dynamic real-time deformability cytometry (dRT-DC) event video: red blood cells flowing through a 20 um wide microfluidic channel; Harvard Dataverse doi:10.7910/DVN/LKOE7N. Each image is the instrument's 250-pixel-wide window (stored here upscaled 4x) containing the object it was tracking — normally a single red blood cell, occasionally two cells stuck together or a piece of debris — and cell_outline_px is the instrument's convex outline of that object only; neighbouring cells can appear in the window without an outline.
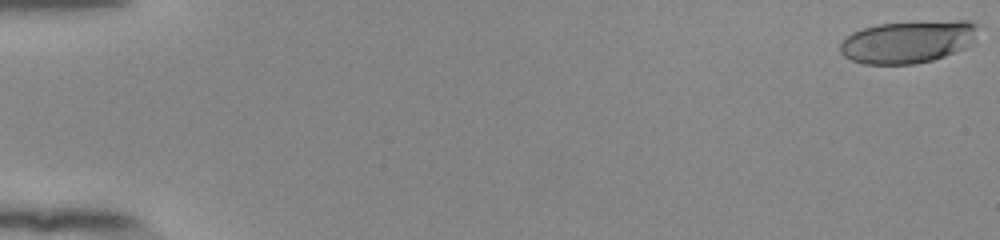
{"species": "human", "species_latin": "Homo sapiens", "temperature_condition": "room temperature", "stored_images_in_passage": 54, "camera_frame_rate_fps": 3000, "um_per_image_px": 0.085, "donor": {"sex": "female"}, "frame": {"image": 1, "passage_image": 1, "time_ms": 0.0, "image_size_px": [1000, 240], "cell_outline_px": [[980, 24], [972, 44], [964, 48], [944, 56], [932, 60], [916, 64], [864, 64], [852, 60], [844, 56], [840, 52], [840, 44], [852, 32], [876, 24], [916, 20], [968, 20]], "centroid_in_image_um": [77.22, 3.52], "position_along_channel_um": 7.8, "area_um2": 34.74}}
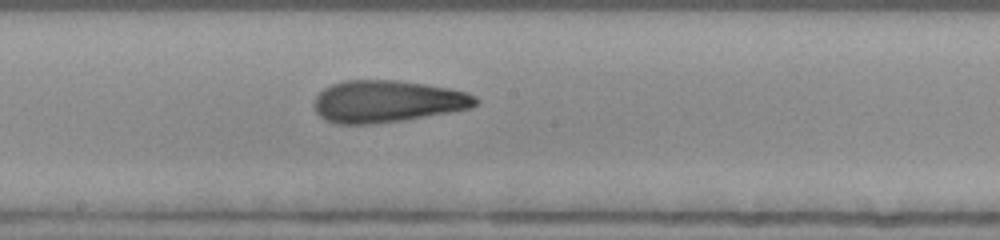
{"frame": {"image": 2, "passage_image": 31, "time_ms": 10.0, "image_size_px": [1000, 240], "cell_outline_px": [[480, 100], [472, 108], [404, 120], [376, 124], [336, 124], [324, 120], [316, 112], [316, 96], [324, 88], [332, 84], [344, 80], [396, 80], [452, 88], [468, 92], [476, 96]], "centroid_in_image_um": [32.95, 8.62], "position_along_channel_um": 215.3, "area_um2": 39.71}}
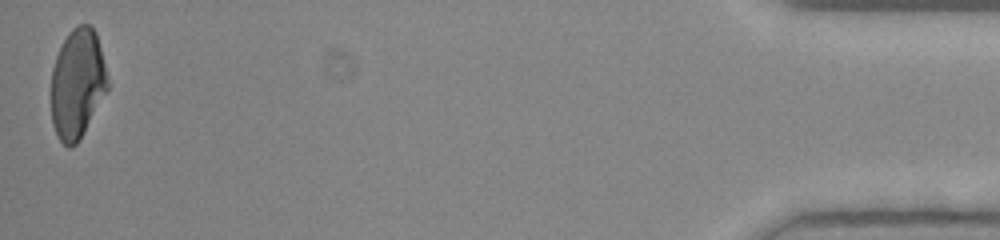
{"frame": {"image": 3, "passage_image": 54, "time_ms": 17.667, "image_size_px": [1000, 240], "cell_outline_px": [[108, 88], [80, 140], [76, 144], [68, 148], [60, 140], [52, 124], [52, 68], [56, 56], [68, 32], [76, 24], [88, 24], [96, 32], [108, 76]], "centroid_in_image_um": [6.58, 7.1], "position_along_channel_um": 428.6, "area_um2": 35.95}, "authors_computed_cell_mechanics": {"area_um2": 37.8301, "velocity_mm_per_s": 3.8999, "shape_relaxation_time_tau1_ms": 8.7938, "shape_relaxation_time_tau2_ms": 1.9397, "deformation_change_tau1": 0.2583, "deformation_change_tau2": 0.1115}}